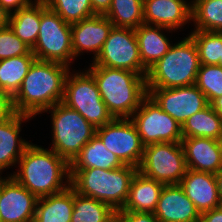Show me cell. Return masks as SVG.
I'll return each mask as SVG.
<instances>
[{"label":"cell","mask_w":222,"mask_h":222,"mask_svg":"<svg viewBox=\"0 0 222 222\" xmlns=\"http://www.w3.org/2000/svg\"><path fill=\"white\" fill-rule=\"evenodd\" d=\"M16 168L9 176L37 198L60 193L70 186V164L50 148L31 142Z\"/></svg>","instance_id":"cell-1"},{"label":"cell","mask_w":222,"mask_h":222,"mask_svg":"<svg viewBox=\"0 0 222 222\" xmlns=\"http://www.w3.org/2000/svg\"><path fill=\"white\" fill-rule=\"evenodd\" d=\"M70 70L64 64L36 59L13 96L15 112L35 118L62 102L65 79Z\"/></svg>","instance_id":"cell-2"},{"label":"cell","mask_w":222,"mask_h":222,"mask_svg":"<svg viewBox=\"0 0 222 222\" xmlns=\"http://www.w3.org/2000/svg\"><path fill=\"white\" fill-rule=\"evenodd\" d=\"M84 68L93 76L101 98L113 118H130L148 94L144 75L98 65Z\"/></svg>","instance_id":"cell-3"},{"label":"cell","mask_w":222,"mask_h":222,"mask_svg":"<svg viewBox=\"0 0 222 222\" xmlns=\"http://www.w3.org/2000/svg\"><path fill=\"white\" fill-rule=\"evenodd\" d=\"M138 168L124 165L117 169H70V186L78 194L121 210L128 198L130 183Z\"/></svg>","instance_id":"cell-4"},{"label":"cell","mask_w":222,"mask_h":222,"mask_svg":"<svg viewBox=\"0 0 222 222\" xmlns=\"http://www.w3.org/2000/svg\"><path fill=\"white\" fill-rule=\"evenodd\" d=\"M200 67L199 53L192 37L187 34L176 41L146 76V88H174L193 85Z\"/></svg>","instance_id":"cell-5"},{"label":"cell","mask_w":222,"mask_h":222,"mask_svg":"<svg viewBox=\"0 0 222 222\" xmlns=\"http://www.w3.org/2000/svg\"><path fill=\"white\" fill-rule=\"evenodd\" d=\"M51 120V142L49 147L69 164L81 149L96 135V128L79 112L59 102L43 113Z\"/></svg>","instance_id":"cell-6"},{"label":"cell","mask_w":222,"mask_h":222,"mask_svg":"<svg viewBox=\"0 0 222 222\" xmlns=\"http://www.w3.org/2000/svg\"><path fill=\"white\" fill-rule=\"evenodd\" d=\"M37 60L64 64L71 69L76 60L73 54L71 24L40 0V29L31 49Z\"/></svg>","instance_id":"cell-7"},{"label":"cell","mask_w":222,"mask_h":222,"mask_svg":"<svg viewBox=\"0 0 222 222\" xmlns=\"http://www.w3.org/2000/svg\"><path fill=\"white\" fill-rule=\"evenodd\" d=\"M62 103L79 112L95 128L108 124L113 116L103 102L93 76L83 70L68 72Z\"/></svg>","instance_id":"cell-8"},{"label":"cell","mask_w":222,"mask_h":222,"mask_svg":"<svg viewBox=\"0 0 222 222\" xmlns=\"http://www.w3.org/2000/svg\"><path fill=\"white\" fill-rule=\"evenodd\" d=\"M138 171L145 177L164 185L180 184L187 171L181 142L145 146Z\"/></svg>","instance_id":"cell-9"},{"label":"cell","mask_w":222,"mask_h":222,"mask_svg":"<svg viewBox=\"0 0 222 222\" xmlns=\"http://www.w3.org/2000/svg\"><path fill=\"white\" fill-rule=\"evenodd\" d=\"M130 120L134 123L144 146L181 142L183 139L182 126L164 112L149 94L142 99Z\"/></svg>","instance_id":"cell-10"},{"label":"cell","mask_w":222,"mask_h":222,"mask_svg":"<svg viewBox=\"0 0 222 222\" xmlns=\"http://www.w3.org/2000/svg\"><path fill=\"white\" fill-rule=\"evenodd\" d=\"M90 65L125 69L147 76L148 69L142 64L135 30L113 27L103 47Z\"/></svg>","instance_id":"cell-11"},{"label":"cell","mask_w":222,"mask_h":222,"mask_svg":"<svg viewBox=\"0 0 222 222\" xmlns=\"http://www.w3.org/2000/svg\"><path fill=\"white\" fill-rule=\"evenodd\" d=\"M96 135L124 165L140 166L145 146L130 118H113L96 128Z\"/></svg>","instance_id":"cell-12"},{"label":"cell","mask_w":222,"mask_h":222,"mask_svg":"<svg viewBox=\"0 0 222 222\" xmlns=\"http://www.w3.org/2000/svg\"><path fill=\"white\" fill-rule=\"evenodd\" d=\"M147 93L181 126L189 117L209 105L206 96L195 84L174 88H147Z\"/></svg>","instance_id":"cell-13"},{"label":"cell","mask_w":222,"mask_h":222,"mask_svg":"<svg viewBox=\"0 0 222 222\" xmlns=\"http://www.w3.org/2000/svg\"><path fill=\"white\" fill-rule=\"evenodd\" d=\"M38 198L8 174L2 176L0 222H33Z\"/></svg>","instance_id":"cell-14"},{"label":"cell","mask_w":222,"mask_h":222,"mask_svg":"<svg viewBox=\"0 0 222 222\" xmlns=\"http://www.w3.org/2000/svg\"><path fill=\"white\" fill-rule=\"evenodd\" d=\"M113 27V23L104 15H94L71 24L74 58L80 59L84 53H89L90 56L92 54L90 60L94 61Z\"/></svg>","instance_id":"cell-15"},{"label":"cell","mask_w":222,"mask_h":222,"mask_svg":"<svg viewBox=\"0 0 222 222\" xmlns=\"http://www.w3.org/2000/svg\"><path fill=\"white\" fill-rule=\"evenodd\" d=\"M143 8L145 24L176 32L191 24L192 0H143Z\"/></svg>","instance_id":"cell-16"},{"label":"cell","mask_w":222,"mask_h":222,"mask_svg":"<svg viewBox=\"0 0 222 222\" xmlns=\"http://www.w3.org/2000/svg\"><path fill=\"white\" fill-rule=\"evenodd\" d=\"M153 214L160 222H199L201 215L179 184L164 185Z\"/></svg>","instance_id":"cell-17"},{"label":"cell","mask_w":222,"mask_h":222,"mask_svg":"<svg viewBox=\"0 0 222 222\" xmlns=\"http://www.w3.org/2000/svg\"><path fill=\"white\" fill-rule=\"evenodd\" d=\"M33 117L15 113L9 120L0 124V175L7 169L16 168L24 150L31 143L20 136L23 123Z\"/></svg>","instance_id":"cell-18"},{"label":"cell","mask_w":222,"mask_h":222,"mask_svg":"<svg viewBox=\"0 0 222 222\" xmlns=\"http://www.w3.org/2000/svg\"><path fill=\"white\" fill-rule=\"evenodd\" d=\"M179 185L200 214L222 206L213 173L187 169Z\"/></svg>","instance_id":"cell-19"},{"label":"cell","mask_w":222,"mask_h":222,"mask_svg":"<svg viewBox=\"0 0 222 222\" xmlns=\"http://www.w3.org/2000/svg\"><path fill=\"white\" fill-rule=\"evenodd\" d=\"M187 169L216 174L222 168V151L218 140L205 137L183 138Z\"/></svg>","instance_id":"cell-20"},{"label":"cell","mask_w":222,"mask_h":222,"mask_svg":"<svg viewBox=\"0 0 222 222\" xmlns=\"http://www.w3.org/2000/svg\"><path fill=\"white\" fill-rule=\"evenodd\" d=\"M173 32L176 31L145 23L135 29L140 59L147 69H150L171 48L173 41L167 36H170L168 33L173 34Z\"/></svg>","instance_id":"cell-21"},{"label":"cell","mask_w":222,"mask_h":222,"mask_svg":"<svg viewBox=\"0 0 222 222\" xmlns=\"http://www.w3.org/2000/svg\"><path fill=\"white\" fill-rule=\"evenodd\" d=\"M163 187V183L147 178L137 171L131 180L125 205L118 211L153 213Z\"/></svg>","instance_id":"cell-22"},{"label":"cell","mask_w":222,"mask_h":222,"mask_svg":"<svg viewBox=\"0 0 222 222\" xmlns=\"http://www.w3.org/2000/svg\"><path fill=\"white\" fill-rule=\"evenodd\" d=\"M73 211V188L38 198L33 222H70Z\"/></svg>","instance_id":"cell-23"},{"label":"cell","mask_w":222,"mask_h":222,"mask_svg":"<svg viewBox=\"0 0 222 222\" xmlns=\"http://www.w3.org/2000/svg\"><path fill=\"white\" fill-rule=\"evenodd\" d=\"M124 164L113 154L107 150L103 142L95 135L81 149L80 153L70 163V169H117Z\"/></svg>","instance_id":"cell-24"},{"label":"cell","mask_w":222,"mask_h":222,"mask_svg":"<svg viewBox=\"0 0 222 222\" xmlns=\"http://www.w3.org/2000/svg\"><path fill=\"white\" fill-rule=\"evenodd\" d=\"M8 26L32 49L40 29V0L11 13Z\"/></svg>","instance_id":"cell-25"},{"label":"cell","mask_w":222,"mask_h":222,"mask_svg":"<svg viewBox=\"0 0 222 222\" xmlns=\"http://www.w3.org/2000/svg\"><path fill=\"white\" fill-rule=\"evenodd\" d=\"M35 60L32 51L27 55L0 60V91L13 97Z\"/></svg>","instance_id":"cell-26"},{"label":"cell","mask_w":222,"mask_h":222,"mask_svg":"<svg viewBox=\"0 0 222 222\" xmlns=\"http://www.w3.org/2000/svg\"><path fill=\"white\" fill-rule=\"evenodd\" d=\"M222 133V118L209 104L182 125L183 138L205 137L217 140Z\"/></svg>","instance_id":"cell-27"},{"label":"cell","mask_w":222,"mask_h":222,"mask_svg":"<svg viewBox=\"0 0 222 222\" xmlns=\"http://www.w3.org/2000/svg\"><path fill=\"white\" fill-rule=\"evenodd\" d=\"M190 30L222 32V0H192Z\"/></svg>","instance_id":"cell-28"},{"label":"cell","mask_w":222,"mask_h":222,"mask_svg":"<svg viewBox=\"0 0 222 222\" xmlns=\"http://www.w3.org/2000/svg\"><path fill=\"white\" fill-rule=\"evenodd\" d=\"M115 212L109 204L82 196L73 189V211L70 222H105Z\"/></svg>","instance_id":"cell-29"},{"label":"cell","mask_w":222,"mask_h":222,"mask_svg":"<svg viewBox=\"0 0 222 222\" xmlns=\"http://www.w3.org/2000/svg\"><path fill=\"white\" fill-rule=\"evenodd\" d=\"M143 0H112L109 10L104 14L119 28L136 29L144 23Z\"/></svg>","instance_id":"cell-30"},{"label":"cell","mask_w":222,"mask_h":222,"mask_svg":"<svg viewBox=\"0 0 222 222\" xmlns=\"http://www.w3.org/2000/svg\"><path fill=\"white\" fill-rule=\"evenodd\" d=\"M189 35L197 46L200 65L220 66L222 32L191 30Z\"/></svg>","instance_id":"cell-31"},{"label":"cell","mask_w":222,"mask_h":222,"mask_svg":"<svg viewBox=\"0 0 222 222\" xmlns=\"http://www.w3.org/2000/svg\"><path fill=\"white\" fill-rule=\"evenodd\" d=\"M47 6L69 24L96 15L90 0H45Z\"/></svg>","instance_id":"cell-32"},{"label":"cell","mask_w":222,"mask_h":222,"mask_svg":"<svg viewBox=\"0 0 222 222\" xmlns=\"http://www.w3.org/2000/svg\"><path fill=\"white\" fill-rule=\"evenodd\" d=\"M195 85L204 93L209 104L222 96V66L200 65Z\"/></svg>","instance_id":"cell-33"},{"label":"cell","mask_w":222,"mask_h":222,"mask_svg":"<svg viewBox=\"0 0 222 222\" xmlns=\"http://www.w3.org/2000/svg\"><path fill=\"white\" fill-rule=\"evenodd\" d=\"M31 48L9 26L0 29V60L27 55Z\"/></svg>","instance_id":"cell-34"},{"label":"cell","mask_w":222,"mask_h":222,"mask_svg":"<svg viewBox=\"0 0 222 222\" xmlns=\"http://www.w3.org/2000/svg\"><path fill=\"white\" fill-rule=\"evenodd\" d=\"M15 113L13 97L0 91V124L9 120Z\"/></svg>","instance_id":"cell-35"},{"label":"cell","mask_w":222,"mask_h":222,"mask_svg":"<svg viewBox=\"0 0 222 222\" xmlns=\"http://www.w3.org/2000/svg\"><path fill=\"white\" fill-rule=\"evenodd\" d=\"M122 222H160L153 213L118 211Z\"/></svg>","instance_id":"cell-36"},{"label":"cell","mask_w":222,"mask_h":222,"mask_svg":"<svg viewBox=\"0 0 222 222\" xmlns=\"http://www.w3.org/2000/svg\"><path fill=\"white\" fill-rule=\"evenodd\" d=\"M36 1L37 0H0V4L9 14H11L35 3Z\"/></svg>","instance_id":"cell-37"},{"label":"cell","mask_w":222,"mask_h":222,"mask_svg":"<svg viewBox=\"0 0 222 222\" xmlns=\"http://www.w3.org/2000/svg\"><path fill=\"white\" fill-rule=\"evenodd\" d=\"M199 222H222V206L201 213Z\"/></svg>","instance_id":"cell-38"},{"label":"cell","mask_w":222,"mask_h":222,"mask_svg":"<svg viewBox=\"0 0 222 222\" xmlns=\"http://www.w3.org/2000/svg\"><path fill=\"white\" fill-rule=\"evenodd\" d=\"M112 0H90L93 12L96 15H104L110 8Z\"/></svg>","instance_id":"cell-39"},{"label":"cell","mask_w":222,"mask_h":222,"mask_svg":"<svg viewBox=\"0 0 222 222\" xmlns=\"http://www.w3.org/2000/svg\"><path fill=\"white\" fill-rule=\"evenodd\" d=\"M10 14L0 4V29L8 26Z\"/></svg>","instance_id":"cell-40"},{"label":"cell","mask_w":222,"mask_h":222,"mask_svg":"<svg viewBox=\"0 0 222 222\" xmlns=\"http://www.w3.org/2000/svg\"><path fill=\"white\" fill-rule=\"evenodd\" d=\"M210 105L212 106V108L220 115V117L222 118V96L217 97L216 99H214Z\"/></svg>","instance_id":"cell-41"},{"label":"cell","mask_w":222,"mask_h":222,"mask_svg":"<svg viewBox=\"0 0 222 222\" xmlns=\"http://www.w3.org/2000/svg\"><path fill=\"white\" fill-rule=\"evenodd\" d=\"M215 179L217 182L219 199L222 204V168L215 174Z\"/></svg>","instance_id":"cell-42"},{"label":"cell","mask_w":222,"mask_h":222,"mask_svg":"<svg viewBox=\"0 0 222 222\" xmlns=\"http://www.w3.org/2000/svg\"><path fill=\"white\" fill-rule=\"evenodd\" d=\"M105 222H122L121 215L118 211H116L109 219H107Z\"/></svg>","instance_id":"cell-43"},{"label":"cell","mask_w":222,"mask_h":222,"mask_svg":"<svg viewBox=\"0 0 222 222\" xmlns=\"http://www.w3.org/2000/svg\"><path fill=\"white\" fill-rule=\"evenodd\" d=\"M218 143H219V147H220V149H221V151H222V133L220 134V136L218 137Z\"/></svg>","instance_id":"cell-44"},{"label":"cell","mask_w":222,"mask_h":222,"mask_svg":"<svg viewBox=\"0 0 222 222\" xmlns=\"http://www.w3.org/2000/svg\"><path fill=\"white\" fill-rule=\"evenodd\" d=\"M220 66H222V52H221V57H220Z\"/></svg>","instance_id":"cell-45"},{"label":"cell","mask_w":222,"mask_h":222,"mask_svg":"<svg viewBox=\"0 0 222 222\" xmlns=\"http://www.w3.org/2000/svg\"><path fill=\"white\" fill-rule=\"evenodd\" d=\"M1 184H2V175H0V189H1Z\"/></svg>","instance_id":"cell-46"}]
</instances>
